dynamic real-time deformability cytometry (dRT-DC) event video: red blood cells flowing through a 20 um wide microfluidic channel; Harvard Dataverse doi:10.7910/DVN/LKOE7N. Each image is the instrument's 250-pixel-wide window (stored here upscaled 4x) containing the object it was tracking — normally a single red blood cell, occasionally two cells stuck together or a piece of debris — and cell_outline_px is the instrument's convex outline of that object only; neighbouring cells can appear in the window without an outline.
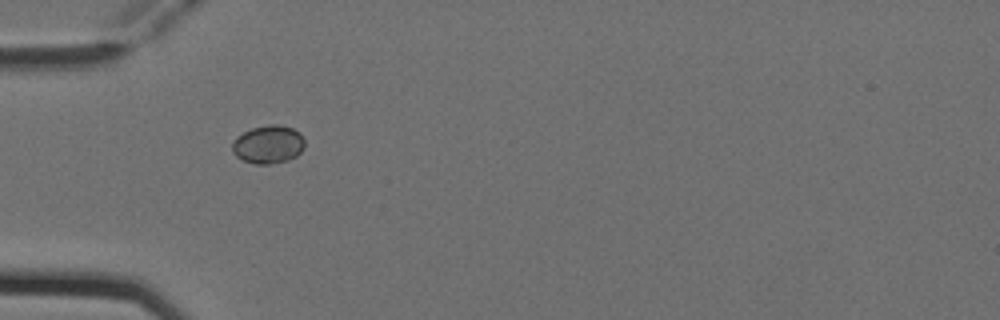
{"species": "Egyptian fruit bat (a non-hibernating species)", "species_latin": "Rousettus aegyptiacus", "temperature_condition": "cold", "stored_images_in_passage": 5, "camera_frame_rate_fps": 3000, "um_per_image_px": 0.085, "animal": {"sex": "female"}, "frame": {"image": 1, "passage_image": 2, "time_ms": 0.333, "image_size_px": [1000, 320], "cell_outline_px": [[304, 148], [296, 156], [288, 160], [268, 164], [256, 164], [244, 160], [236, 156], [232, 152], [232, 144], [236, 136], [252, 128], [268, 124], [280, 124], [292, 128], [300, 132], [304, 140]], "centroid_in_image_um": [22.81, 12.26], "position_along_channel_um": 62.2, "area_um2": 16.18}}
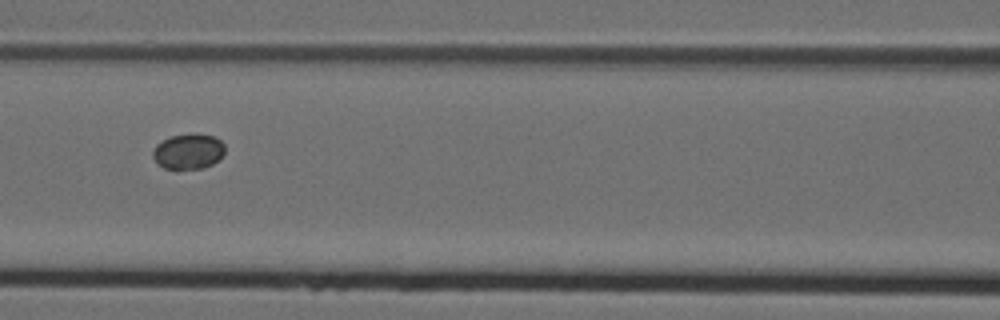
{"frame": {"image": 2, "passage_image": 4, "time_ms": 1.0, "image_size_px": [1000, 320], "cell_outline_px": [[224, 152], [212, 164], [204, 168], [176, 172], [164, 168], [152, 156], [152, 152], [156, 144], [172, 136], [212, 136], [220, 140], [224, 144]], "centroid_in_image_um": [15.97, 12.96], "position_along_channel_um": 150.6, "area_um2": 14.62}}
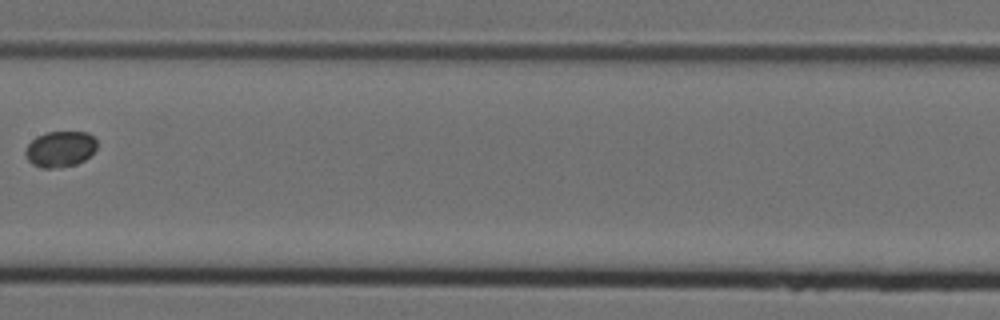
{"frame": {"image": 3, "passage_image": 5, "time_ms": 1.333, "image_size_px": [1000, 320], "cell_outline_px": [[96, 148], [84, 160], [76, 164], [52, 168], [40, 168], [32, 164], [28, 160], [24, 152], [28, 144], [36, 136], [48, 132], [88, 132], [96, 140]], "centroid_in_image_um": [5.09, 12.66], "position_along_channel_um": 202.3, "area_um2": 14.85}}